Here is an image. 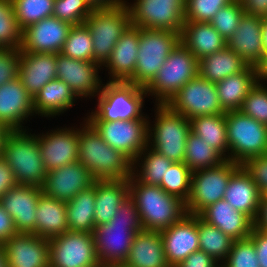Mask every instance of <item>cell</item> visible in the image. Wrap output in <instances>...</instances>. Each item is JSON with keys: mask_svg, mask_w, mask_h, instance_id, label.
Segmentation results:
<instances>
[{"mask_svg": "<svg viewBox=\"0 0 267 267\" xmlns=\"http://www.w3.org/2000/svg\"><path fill=\"white\" fill-rule=\"evenodd\" d=\"M249 64L227 45L198 60V75L212 83L245 70Z\"/></svg>", "mask_w": 267, "mask_h": 267, "instance_id": "obj_35", "label": "cell"}, {"mask_svg": "<svg viewBox=\"0 0 267 267\" xmlns=\"http://www.w3.org/2000/svg\"><path fill=\"white\" fill-rule=\"evenodd\" d=\"M13 218L3 209L0 203V243L17 234Z\"/></svg>", "mask_w": 267, "mask_h": 267, "instance_id": "obj_55", "label": "cell"}, {"mask_svg": "<svg viewBox=\"0 0 267 267\" xmlns=\"http://www.w3.org/2000/svg\"><path fill=\"white\" fill-rule=\"evenodd\" d=\"M95 179L80 162L48 171L42 190L46 196L68 202L79 192L90 188Z\"/></svg>", "mask_w": 267, "mask_h": 267, "instance_id": "obj_20", "label": "cell"}, {"mask_svg": "<svg viewBox=\"0 0 267 267\" xmlns=\"http://www.w3.org/2000/svg\"><path fill=\"white\" fill-rule=\"evenodd\" d=\"M250 175L262 196H267V154L253 157L241 165Z\"/></svg>", "mask_w": 267, "mask_h": 267, "instance_id": "obj_51", "label": "cell"}, {"mask_svg": "<svg viewBox=\"0 0 267 267\" xmlns=\"http://www.w3.org/2000/svg\"><path fill=\"white\" fill-rule=\"evenodd\" d=\"M190 123L192 133L229 160L225 114L197 116L190 119Z\"/></svg>", "mask_w": 267, "mask_h": 267, "instance_id": "obj_37", "label": "cell"}, {"mask_svg": "<svg viewBox=\"0 0 267 267\" xmlns=\"http://www.w3.org/2000/svg\"><path fill=\"white\" fill-rule=\"evenodd\" d=\"M79 98L71 88L59 79H54L45 84L33 98V109L36 118L47 120L67 114L75 107ZM40 116V117H39Z\"/></svg>", "mask_w": 267, "mask_h": 267, "instance_id": "obj_28", "label": "cell"}, {"mask_svg": "<svg viewBox=\"0 0 267 267\" xmlns=\"http://www.w3.org/2000/svg\"><path fill=\"white\" fill-rule=\"evenodd\" d=\"M125 4L135 27L182 31L186 0H125Z\"/></svg>", "mask_w": 267, "mask_h": 267, "instance_id": "obj_11", "label": "cell"}, {"mask_svg": "<svg viewBox=\"0 0 267 267\" xmlns=\"http://www.w3.org/2000/svg\"><path fill=\"white\" fill-rule=\"evenodd\" d=\"M94 8H109L125 3V0H87Z\"/></svg>", "mask_w": 267, "mask_h": 267, "instance_id": "obj_58", "label": "cell"}, {"mask_svg": "<svg viewBox=\"0 0 267 267\" xmlns=\"http://www.w3.org/2000/svg\"><path fill=\"white\" fill-rule=\"evenodd\" d=\"M41 187L16 184L0 199V203L13 218L18 233L36 234V209Z\"/></svg>", "mask_w": 267, "mask_h": 267, "instance_id": "obj_21", "label": "cell"}, {"mask_svg": "<svg viewBox=\"0 0 267 267\" xmlns=\"http://www.w3.org/2000/svg\"><path fill=\"white\" fill-rule=\"evenodd\" d=\"M227 159L212 146H208L202 138L190 132L186 141L183 162L194 172L216 167Z\"/></svg>", "mask_w": 267, "mask_h": 267, "instance_id": "obj_40", "label": "cell"}, {"mask_svg": "<svg viewBox=\"0 0 267 267\" xmlns=\"http://www.w3.org/2000/svg\"><path fill=\"white\" fill-rule=\"evenodd\" d=\"M199 250L222 264L228 257L235 240L224 234L219 228L206 223L197 215Z\"/></svg>", "mask_w": 267, "mask_h": 267, "instance_id": "obj_39", "label": "cell"}, {"mask_svg": "<svg viewBox=\"0 0 267 267\" xmlns=\"http://www.w3.org/2000/svg\"><path fill=\"white\" fill-rule=\"evenodd\" d=\"M36 118L33 98L19 77L0 86V125L7 131L31 129L26 124ZM26 125V126H25Z\"/></svg>", "mask_w": 267, "mask_h": 267, "instance_id": "obj_18", "label": "cell"}, {"mask_svg": "<svg viewBox=\"0 0 267 267\" xmlns=\"http://www.w3.org/2000/svg\"><path fill=\"white\" fill-rule=\"evenodd\" d=\"M138 46L139 27L130 25L115 44L110 58L102 66V72L105 71L104 81L107 77V82H127L134 75Z\"/></svg>", "mask_w": 267, "mask_h": 267, "instance_id": "obj_24", "label": "cell"}, {"mask_svg": "<svg viewBox=\"0 0 267 267\" xmlns=\"http://www.w3.org/2000/svg\"><path fill=\"white\" fill-rule=\"evenodd\" d=\"M259 81L265 82L267 80V55H263L262 62L257 67Z\"/></svg>", "mask_w": 267, "mask_h": 267, "instance_id": "obj_59", "label": "cell"}, {"mask_svg": "<svg viewBox=\"0 0 267 267\" xmlns=\"http://www.w3.org/2000/svg\"><path fill=\"white\" fill-rule=\"evenodd\" d=\"M72 25L51 16L22 31L20 52L61 53Z\"/></svg>", "mask_w": 267, "mask_h": 267, "instance_id": "obj_19", "label": "cell"}, {"mask_svg": "<svg viewBox=\"0 0 267 267\" xmlns=\"http://www.w3.org/2000/svg\"><path fill=\"white\" fill-rule=\"evenodd\" d=\"M15 17L23 31L30 25L53 15L55 0H11Z\"/></svg>", "mask_w": 267, "mask_h": 267, "instance_id": "obj_42", "label": "cell"}, {"mask_svg": "<svg viewBox=\"0 0 267 267\" xmlns=\"http://www.w3.org/2000/svg\"><path fill=\"white\" fill-rule=\"evenodd\" d=\"M176 267H221V264L204 251L198 250L191 253Z\"/></svg>", "mask_w": 267, "mask_h": 267, "instance_id": "obj_52", "label": "cell"}, {"mask_svg": "<svg viewBox=\"0 0 267 267\" xmlns=\"http://www.w3.org/2000/svg\"><path fill=\"white\" fill-rule=\"evenodd\" d=\"M221 267H260L254 242L249 237L235 240Z\"/></svg>", "mask_w": 267, "mask_h": 267, "instance_id": "obj_48", "label": "cell"}, {"mask_svg": "<svg viewBox=\"0 0 267 267\" xmlns=\"http://www.w3.org/2000/svg\"><path fill=\"white\" fill-rule=\"evenodd\" d=\"M124 267H170L166 261L163 238L158 231L136 233Z\"/></svg>", "mask_w": 267, "mask_h": 267, "instance_id": "obj_29", "label": "cell"}, {"mask_svg": "<svg viewBox=\"0 0 267 267\" xmlns=\"http://www.w3.org/2000/svg\"><path fill=\"white\" fill-rule=\"evenodd\" d=\"M229 160L242 165L267 154V126L240 110L225 113Z\"/></svg>", "mask_w": 267, "mask_h": 267, "instance_id": "obj_9", "label": "cell"}, {"mask_svg": "<svg viewBox=\"0 0 267 267\" xmlns=\"http://www.w3.org/2000/svg\"><path fill=\"white\" fill-rule=\"evenodd\" d=\"M107 267H124V266L118 265V266H107Z\"/></svg>", "mask_w": 267, "mask_h": 267, "instance_id": "obj_64", "label": "cell"}, {"mask_svg": "<svg viewBox=\"0 0 267 267\" xmlns=\"http://www.w3.org/2000/svg\"><path fill=\"white\" fill-rule=\"evenodd\" d=\"M198 216L233 240L248 238L253 230V220L245 213L234 209L224 199L207 206Z\"/></svg>", "mask_w": 267, "mask_h": 267, "instance_id": "obj_26", "label": "cell"}, {"mask_svg": "<svg viewBox=\"0 0 267 267\" xmlns=\"http://www.w3.org/2000/svg\"><path fill=\"white\" fill-rule=\"evenodd\" d=\"M240 0H233L231 3L218 10L209 22L227 41L236 31L244 14Z\"/></svg>", "mask_w": 267, "mask_h": 267, "instance_id": "obj_46", "label": "cell"}, {"mask_svg": "<svg viewBox=\"0 0 267 267\" xmlns=\"http://www.w3.org/2000/svg\"><path fill=\"white\" fill-rule=\"evenodd\" d=\"M36 235L50 239L69 230L66 203L42 193L36 209Z\"/></svg>", "mask_w": 267, "mask_h": 267, "instance_id": "obj_34", "label": "cell"}, {"mask_svg": "<svg viewBox=\"0 0 267 267\" xmlns=\"http://www.w3.org/2000/svg\"><path fill=\"white\" fill-rule=\"evenodd\" d=\"M95 227L107 224L129 196V179L95 180Z\"/></svg>", "mask_w": 267, "mask_h": 267, "instance_id": "obj_33", "label": "cell"}, {"mask_svg": "<svg viewBox=\"0 0 267 267\" xmlns=\"http://www.w3.org/2000/svg\"><path fill=\"white\" fill-rule=\"evenodd\" d=\"M78 124L59 126L38 134V144L46 171L78 161Z\"/></svg>", "mask_w": 267, "mask_h": 267, "instance_id": "obj_17", "label": "cell"}, {"mask_svg": "<svg viewBox=\"0 0 267 267\" xmlns=\"http://www.w3.org/2000/svg\"><path fill=\"white\" fill-rule=\"evenodd\" d=\"M93 267H107V266L103 265L102 263H98L97 265H95Z\"/></svg>", "mask_w": 267, "mask_h": 267, "instance_id": "obj_63", "label": "cell"}, {"mask_svg": "<svg viewBox=\"0 0 267 267\" xmlns=\"http://www.w3.org/2000/svg\"><path fill=\"white\" fill-rule=\"evenodd\" d=\"M94 9L87 0H55L52 16L72 26L80 25L85 22Z\"/></svg>", "mask_w": 267, "mask_h": 267, "instance_id": "obj_45", "label": "cell"}, {"mask_svg": "<svg viewBox=\"0 0 267 267\" xmlns=\"http://www.w3.org/2000/svg\"><path fill=\"white\" fill-rule=\"evenodd\" d=\"M7 130L4 129L1 125H0V148H1V142H2V139H3V136L5 134Z\"/></svg>", "mask_w": 267, "mask_h": 267, "instance_id": "obj_62", "label": "cell"}, {"mask_svg": "<svg viewBox=\"0 0 267 267\" xmlns=\"http://www.w3.org/2000/svg\"><path fill=\"white\" fill-rule=\"evenodd\" d=\"M263 55H267V16L262 17Z\"/></svg>", "mask_w": 267, "mask_h": 267, "instance_id": "obj_60", "label": "cell"}, {"mask_svg": "<svg viewBox=\"0 0 267 267\" xmlns=\"http://www.w3.org/2000/svg\"><path fill=\"white\" fill-rule=\"evenodd\" d=\"M179 43L180 33L172 30L139 28L135 72L127 83L146 88Z\"/></svg>", "mask_w": 267, "mask_h": 267, "instance_id": "obj_8", "label": "cell"}, {"mask_svg": "<svg viewBox=\"0 0 267 267\" xmlns=\"http://www.w3.org/2000/svg\"><path fill=\"white\" fill-rule=\"evenodd\" d=\"M167 105L188 120L197 116L226 113L220 105L215 83L199 75L183 86Z\"/></svg>", "mask_w": 267, "mask_h": 267, "instance_id": "obj_15", "label": "cell"}, {"mask_svg": "<svg viewBox=\"0 0 267 267\" xmlns=\"http://www.w3.org/2000/svg\"><path fill=\"white\" fill-rule=\"evenodd\" d=\"M79 120L78 162L95 180L129 179L133 175V161L109 146L83 117Z\"/></svg>", "mask_w": 267, "mask_h": 267, "instance_id": "obj_2", "label": "cell"}, {"mask_svg": "<svg viewBox=\"0 0 267 267\" xmlns=\"http://www.w3.org/2000/svg\"><path fill=\"white\" fill-rule=\"evenodd\" d=\"M261 193L245 169L240 166L229 179L223 199L234 209L255 219L261 200Z\"/></svg>", "mask_w": 267, "mask_h": 267, "instance_id": "obj_31", "label": "cell"}, {"mask_svg": "<svg viewBox=\"0 0 267 267\" xmlns=\"http://www.w3.org/2000/svg\"><path fill=\"white\" fill-rule=\"evenodd\" d=\"M173 162L147 146L133 161V175L146 185L159 186Z\"/></svg>", "mask_w": 267, "mask_h": 267, "instance_id": "obj_38", "label": "cell"}, {"mask_svg": "<svg viewBox=\"0 0 267 267\" xmlns=\"http://www.w3.org/2000/svg\"><path fill=\"white\" fill-rule=\"evenodd\" d=\"M148 119L146 112L140 119L87 122L109 146L134 161L148 146Z\"/></svg>", "mask_w": 267, "mask_h": 267, "instance_id": "obj_13", "label": "cell"}, {"mask_svg": "<svg viewBox=\"0 0 267 267\" xmlns=\"http://www.w3.org/2000/svg\"><path fill=\"white\" fill-rule=\"evenodd\" d=\"M253 228L258 231H267V196H262L257 215L253 220Z\"/></svg>", "mask_w": 267, "mask_h": 267, "instance_id": "obj_57", "label": "cell"}, {"mask_svg": "<svg viewBox=\"0 0 267 267\" xmlns=\"http://www.w3.org/2000/svg\"><path fill=\"white\" fill-rule=\"evenodd\" d=\"M147 98L145 88L127 82L104 81L93 109L87 110L83 117L86 121L112 122L140 119L146 113L143 110Z\"/></svg>", "mask_w": 267, "mask_h": 267, "instance_id": "obj_5", "label": "cell"}, {"mask_svg": "<svg viewBox=\"0 0 267 267\" xmlns=\"http://www.w3.org/2000/svg\"><path fill=\"white\" fill-rule=\"evenodd\" d=\"M245 13L257 15L259 17L267 16V0H240Z\"/></svg>", "mask_w": 267, "mask_h": 267, "instance_id": "obj_56", "label": "cell"}, {"mask_svg": "<svg viewBox=\"0 0 267 267\" xmlns=\"http://www.w3.org/2000/svg\"><path fill=\"white\" fill-rule=\"evenodd\" d=\"M259 81L257 67L245 70L215 83L219 102L225 112L240 110L244 99Z\"/></svg>", "mask_w": 267, "mask_h": 267, "instance_id": "obj_32", "label": "cell"}, {"mask_svg": "<svg viewBox=\"0 0 267 267\" xmlns=\"http://www.w3.org/2000/svg\"><path fill=\"white\" fill-rule=\"evenodd\" d=\"M50 267H93L99 263L92 233L67 230L49 239Z\"/></svg>", "mask_w": 267, "mask_h": 267, "instance_id": "obj_14", "label": "cell"}, {"mask_svg": "<svg viewBox=\"0 0 267 267\" xmlns=\"http://www.w3.org/2000/svg\"><path fill=\"white\" fill-rule=\"evenodd\" d=\"M61 53L76 60L94 61L93 41L85 23L71 27Z\"/></svg>", "mask_w": 267, "mask_h": 267, "instance_id": "obj_41", "label": "cell"}, {"mask_svg": "<svg viewBox=\"0 0 267 267\" xmlns=\"http://www.w3.org/2000/svg\"><path fill=\"white\" fill-rule=\"evenodd\" d=\"M22 30L15 17L11 0H0V48L20 49Z\"/></svg>", "mask_w": 267, "mask_h": 267, "instance_id": "obj_44", "label": "cell"}, {"mask_svg": "<svg viewBox=\"0 0 267 267\" xmlns=\"http://www.w3.org/2000/svg\"><path fill=\"white\" fill-rule=\"evenodd\" d=\"M56 58L57 79L66 83L80 101L89 102L98 96L104 83L99 63L76 60L62 53H56Z\"/></svg>", "mask_w": 267, "mask_h": 267, "instance_id": "obj_16", "label": "cell"}, {"mask_svg": "<svg viewBox=\"0 0 267 267\" xmlns=\"http://www.w3.org/2000/svg\"><path fill=\"white\" fill-rule=\"evenodd\" d=\"M197 58L180 42L145 88L147 102L168 104L190 80L198 76ZM155 101V102H154Z\"/></svg>", "mask_w": 267, "mask_h": 267, "instance_id": "obj_7", "label": "cell"}, {"mask_svg": "<svg viewBox=\"0 0 267 267\" xmlns=\"http://www.w3.org/2000/svg\"><path fill=\"white\" fill-rule=\"evenodd\" d=\"M9 267H50L49 239L17 233L2 243Z\"/></svg>", "mask_w": 267, "mask_h": 267, "instance_id": "obj_22", "label": "cell"}, {"mask_svg": "<svg viewBox=\"0 0 267 267\" xmlns=\"http://www.w3.org/2000/svg\"><path fill=\"white\" fill-rule=\"evenodd\" d=\"M84 23L92 37L94 62L103 66L119 38L131 25V19L124 3L109 8H95Z\"/></svg>", "mask_w": 267, "mask_h": 267, "instance_id": "obj_10", "label": "cell"}, {"mask_svg": "<svg viewBox=\"0 0 267 267\" xmlns=\"http://www.w3.org/2000/svg\"><path fill=\"white\" fill-rule=\"evenodd\" d=\"M262 17L244 13L227 46L249 65L258 67L263 60Z\"/></svg>", "mask_w": 267, "mask_h": 267, "instance_id": "obj_25", "label": "cell"}, {"mask_svg": "<svg viewBox=\"0 0 267 267\" xmlns=\"http://www.w3.org/2000/svg\"><path fill=\"white\" fill-rule=\"evenodd\" d=\"M129 196L139 211L142 227L161 232L179 222L186 214L185 202L166 193L160 186L146 185L134 175L129 178Z\"/></svg>", "mask_w": 267, "mask_h": 267, "instance_id": "obj_3", "label": "cell"}, {"mask_svg": "<svg viewBox=\"0 0 267 267\" xmlns=\"http://www.w3.org/2000/svg\"><path fill=\"white\" fill-rule=\"evenodd\" d=\"M143 230L139 211L128 196L107 224L96 226L93 230L99 263L105 266L123 265L134 236Z\"/></svg>", "mask_w": 267, "mask_h": 267, "instance_id": "obj_1", "label": "cell"}, {"mask_svg": "<svg viewBox=\"0 0 267 267\" xmlns=\"http://www.w3.org/2000/svg\"><path fill=\"white\" fill-rule=\"evenodd\" d=\"M0 267H9L7 258L4 254L2 244L0 243Z\"/></svg>", "mask_w": 267, "mask_h": 267, "instance_id": "obj_61", "label": "cell"}, {"mask_svg": "<svg viewBox=\"0 0 267 267\" xmlns=\"http://www.w3.org/2000/svg\"><path fill=\"white\" fill-rule=\"evenodd\" d=\"M241 165L231 160L192 172L191 191L185 203L189 215H198L204 208L223 199L231 175Z\"/></svg>", "mask_w": 267, "mask_h": 267, "instance_id": "obj_12", "label": "cell"}, {"mask_svg": "<svg viewBox=\"0 0 267 267\" xmlns=\"http://www.w3.org/2000/svg\"><path fill=\"white\" fill-rule=\"evenodd\" d=\"M16 184L13 171L8 162L0 155V199Z\"/></svg>", "mask_w": 267, "mask_h": 267, "instance_id": "obj_54", "label": "cell"}, {"mask_svg": "<svg viewBox=\"0 0 267 267\" xmlns=\"http://www.w3.org/2000/svg\"><path fill=\"white\" fill-rule=\"evenodd\" d=\"M69 230L93 233L95 228V184L66 202Z\"/></svg>", "mask_w": 267, "mask_h": 267, "instance_id": "obj_36", "label": "cell"}, {"mask_svg": "<svg viewBox=\"0 0 267 267\" xmlns=\"http://www.w3.org/2000/svg\"><path fill=\"white\" fill-rule=\"evenodd\" d=\"M149 114L148 146L173 163L183 162L187 137L191 132L190 120L174 112L167 104H154Z\"/></svg>", "mask_w": 267, "mask_h": 267, "instance_id": "obj_6", "label": "cell"}, {"mask_svg": "<svg viewBox=\"0 0 267 267\" xmlns=\"http://www.w3.org/2000/svg\"><path fill=\"white\" fill-rule=\"evenodd\" d=\"M192 171L184 162H174L162 177L160 187L186 203L191 191Z\"/></svg>", "mask_w": 267, "mask_h": 267, "instance_id": "obj_43", "label": "cell"}, {"mask_svg": "<svg viewBox=\"0 0 267 267\" xmlns=\"http://www.w3.org/2000/svg\"><path fill=\"white\" fill-rule=\"evenodd\" d=\"M160 233L166 261L170 267H176L191 253L199 250L197 215L186 214L179 222Z\"/></svg>", "mask_w": 267, "mask_h": 267, "instance_id": "obj_23", "label": "cell"}, {"mask_svg": "<svg viewBox=\"0 0 267 267\" xmlns=\"http://www.w3.org/2000/svg\"><path fill=\"white\" fill-rule=\"evenodd\" d=\"M233 0H186L185 21L210 22L216 12Z\"/></svg>", "mask_w": 267, "mask_h": 267, "instance_id": "obj_49", "label": "cell"}, {"mask_svg": "<svg viewBox=\"0 0 267 267\" xmlns=\"http://www.w3.org/2000/svg\"><path fill=\"white\" fill-rule=\"evenodd\" d=\"M20 49L0 48V86L19 75Z\"/></svg>", "mask_w": 267, "mask_h": 267, "instance_id": "obj_50", "label": "cell"}, {"mask_svg": "<svg viewBox=\"0 0 267 267\" xmlns=\"http://www.w3.org/2000/svg\"><path fill=\"white\" fill-rule=\"evenodd\" d=\"M56 65V54L20 52L18 77L32 98L45 84L57 78Z\"/></svg>", "mask_w": 267, "mask_h": 267, "instance_id": "obj_27", "label": "cell"}, {"mask_svg": "<svg viewBox=\"0 0 267 267\" xmlns=\"http://www.w3.org/2000/svg\"><path fill=\"white\" fill-rule=\"evenodd\" d=\"M249 238L254 242L260 267H267V231L253 228Z\"/></svg>", "mask_w": 267, "mask_h": 267, "instance_id": "obj_53", "label": "cell"}, {"mask_svg": "<svg viewBox=\"0 0 267 267\" xmlns=\"http://www.w3.org/2000/svg\"><path fill=\"white\" fill-rule=\"evenodd\" d=\"M6 131L0 155L8 162L17 184L43 187L44 167L36 129Z\"/></svg>", "mask_w": 267, "mask_h": 267, "instance_id": "obj_4", "label": "cell"}, {"mask_svg": "<svg viewBox=\"0 0 267 267\" xmlns=\"http://www.w3.org/2000/svg\"><path fill=\"white\" fill-rule=\"evenodd\" d=\"M240 111L267 126V86L258 81L251 89Z\"/></svg>", "mask_w": 267, "mask_h": 267, "instance_id": "obj_47", "label": "cell"}, {"mask_svg": "<svg viewBox=\"0 0 267 267\" xmlns=\"http://www.w3.org/2000/svg\"><path fill=\"white\" fill-rule=\"evenodd\" d=\"M180 42L200 60L222 50L227 41L209 22L185 21Z\"/></svg>", "mask_w": 267, "mask_h": 267, "instance_id": "obj_30", "label": "cell"}]
</instances>
